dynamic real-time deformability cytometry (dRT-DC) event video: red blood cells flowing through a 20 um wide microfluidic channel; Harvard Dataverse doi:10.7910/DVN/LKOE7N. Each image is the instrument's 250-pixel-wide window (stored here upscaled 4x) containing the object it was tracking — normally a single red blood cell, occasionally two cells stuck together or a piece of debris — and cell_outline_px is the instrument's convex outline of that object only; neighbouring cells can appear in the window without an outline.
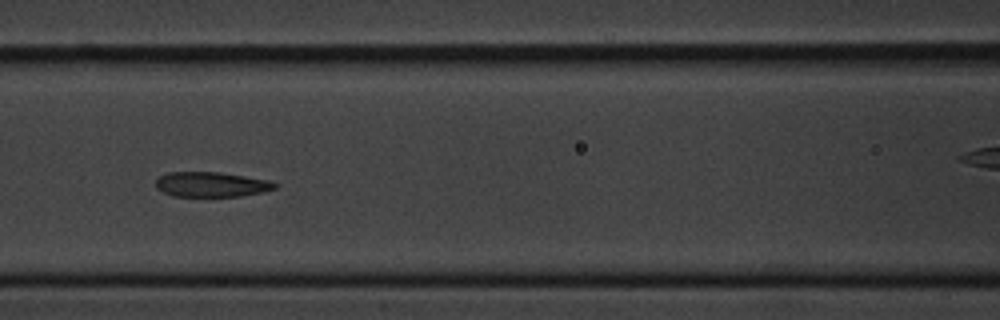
{"species": "common noctule bat (a hibernating species)", "species_latin": "Nyctalus noctula", "temperature_condition": "cold", "stored_images_in_passage": 18, "camera_frame_rate_fps": 3000, "um_per_image_px": 0.085, "animal": {"sex": "male", "body_mass_g": 20.1, "forearm_length_mm": 53.5}, "frame": {"image": 1, "passage_image": 7, "time_ms": 7.0, "image_size_px": [1000, 320], "cell_outline_px": [[280, 184], [276, 188], [264, 192], [240, 196], [172, 196], [156, 188], [156, 180], [160, 176], [168, 172], [220, 172], [268, 180]], "centroid_in_image_um": [17.99, 15.67], "position_along_channel_um": 148.6, "area_um2": 17.34}}
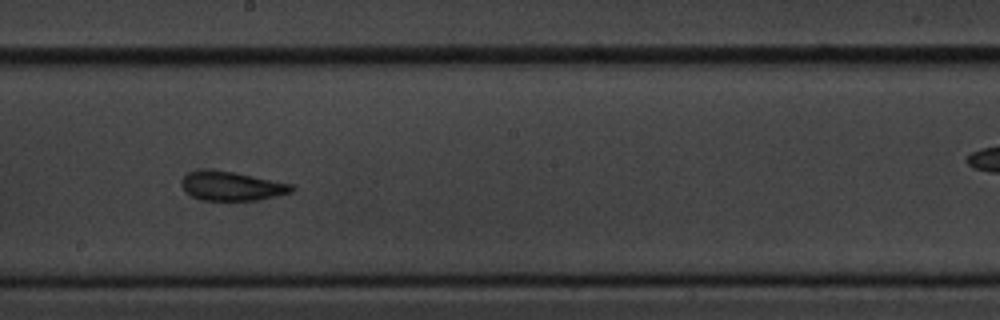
{"frame": {"image": 2, "passage_image": 9, "time_ms": 9.333, "image_size_px": [1000, 320], "cell_outline_px": [[296, 188], [292, 192], [276, 196], [256, 200], [204, 200], [192, 196], [180, 184], [180, 180], [188, 172], [232, 172], [292, 184]], "centroid_in_image_um": [19.74, 15.85], "position_along_channel_um": 228.5, "area_um2": 17.92}}
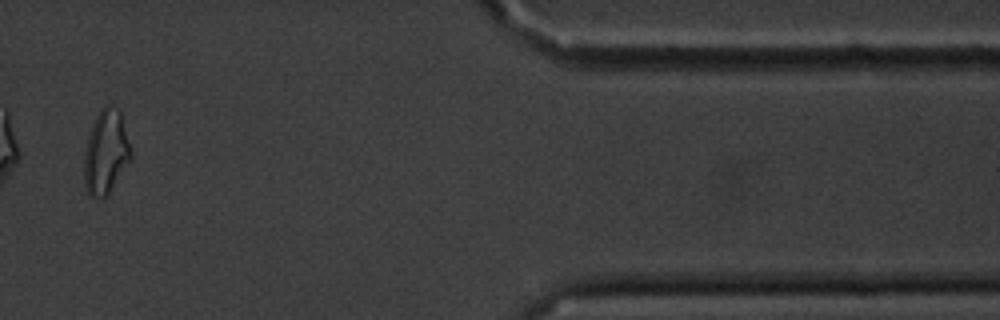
{"frame": {"image": 3, "passage_image": 16, "time_ms": 18.333, "image_size_px": [1000, 320], "cell_outline_px": [[132, 160], [108, 196], [92, 196], [88, 192], [84, 184], [84, 152], [88, 136], [92, 124], [100, 108], [104, 104], [112, 104], [120, 112], [132, 152]], "centroid_in_image_um": [9.02, 12.92], "position_along_channel_um": 402.4, "area_um2": 23.18}, "authors_computed_cell_mechanics": {"area_um2": 18.4671, "velocity_mm_per_s": 3.4308, "shape_relaxation_time_tau1_ms": 3.0333, "shape_relaxation_time_tau2_ms": 6.9602, "deformation_change_tau1": 0.0984, "deformation_change_tau2": 0.1004}}